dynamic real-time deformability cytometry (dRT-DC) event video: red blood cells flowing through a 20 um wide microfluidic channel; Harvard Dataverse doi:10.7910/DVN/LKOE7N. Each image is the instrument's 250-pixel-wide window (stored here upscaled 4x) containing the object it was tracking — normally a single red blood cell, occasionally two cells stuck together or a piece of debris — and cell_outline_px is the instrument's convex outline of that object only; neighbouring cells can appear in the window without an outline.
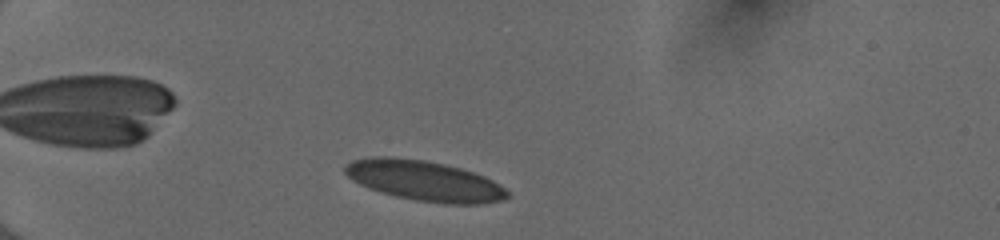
{"species": "human", "species_latin": "Homo sapiens", "temperature_condition": "cold", "stored_images_in_passage": 41, "camera_frame_rate_fps": 3000, "um_per_image_px": 0.085, "donor": {"sex": "female"}, "frame": {"image": 1, "passage_image": 4, "time_ms": 1.0, "image_size_px": [1000, 240], "cell_outline_px": [[508, 196], [504, 200], [484, 204], [444, 204], [416, 200], [396, 196], [380, 192], [368, 188], [352, 180], [344, 172], [344, 164], [352, 160], [372, 156], [392, 156], [424, 160], [444, 164], [460, 168], [484, 176], [492, 180], [504, 188], [508, 192]], "centroid_in_image_um": [36.04, 15.36], "position_along_channel_um": 49.0, "area_um2": 38.26}}
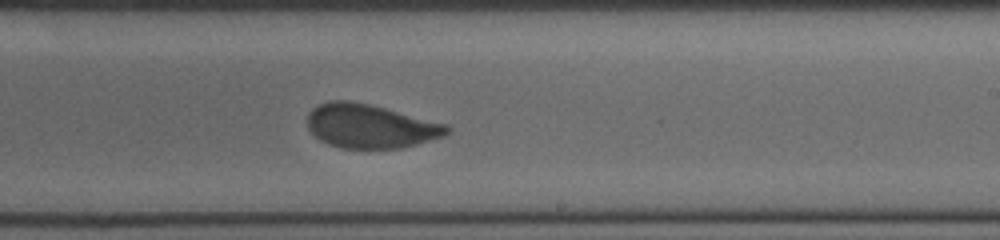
{"frame": {"image": 2, "passage_image": 23, "time_ms": 7.333, "image_size_px": [1000, 240], "cell_outline_px": [[452, 132], [444, 136], [416, 144], [400, 148], [340, 148], [328, 144], [320, 140], [308, 128], [308, 112], [312, 108], [320, 104], [332, 100], [348, 100], [368, 104], [448, 124], [452, 128]], "centroid_in_image_um": [31.5, 10.72], "position_along_channel_um": 257.5, "area_um2": 35.6}}
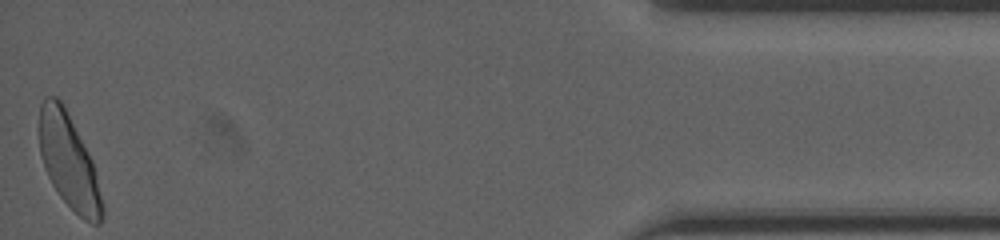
{"frame": {"image": 3, "passage_image": 41, "time_ms": 13.333, "image_size_px": [1000, 240], "cell_outline_px": [[104, 216], [100, 224], [92, 224], [84, 220], [60, 196], [52, 184], [44, 168], [40, 152], [40, 104], [44, 96], [56, 96], [60, 100], [88, 152], [92, 160], [104, 208]], "centroid_in_image_um": [5.85, 13.75], "position_along_channel_um": 429.4, "area_um2": 33.99}, "authors_computed_cell_mechanics": {"area_um2": 36.5296, "velocity_mm_per_s": 3.9817, "shape_relaxation_time_tau1_ms": 4.3593, "shape_relaxation_time_tau2_ms": null, "deformation_change_tau1": 0.1508, "deformation_change_tau2": null}}